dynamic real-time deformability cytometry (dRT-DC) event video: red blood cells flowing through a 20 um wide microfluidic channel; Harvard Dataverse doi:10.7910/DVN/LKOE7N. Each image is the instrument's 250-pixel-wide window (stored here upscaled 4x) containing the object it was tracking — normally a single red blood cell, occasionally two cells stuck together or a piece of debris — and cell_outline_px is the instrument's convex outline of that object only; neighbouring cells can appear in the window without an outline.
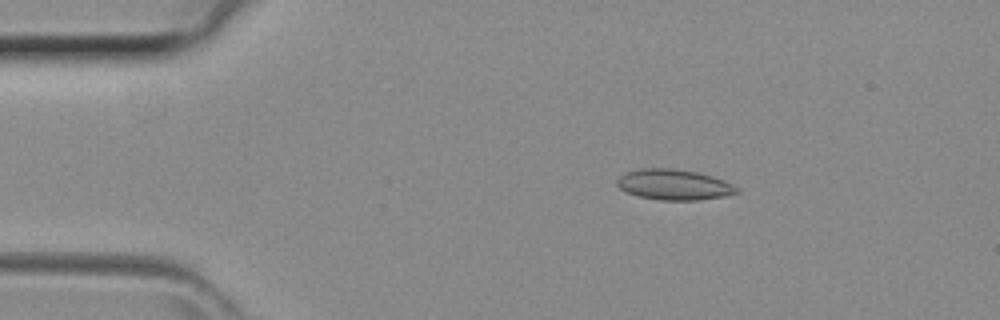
{"species": "common noctule bat (a hibernating species)", "species_latin": "Nyctalus noctula", "temperature_condition": "room temperature", "stored_images_in_passage": 41, "camera_frame_rate_fps": 3000, "um_per_image_px": 0.085, "animal": {"sex": "female", "body_mass_g": 29.2, "forearm_length_mm": 56.3}, "frame": {"image": 1, "passage_image": 6, "time_ms": 1.667, "image_size_px": [1000, 320], "cell_outline_px": [[740, 192], [724, 196], [696, 200], [660, 200], [640, 196], [628, 192], [620, 188], [616, 184], [616, 180], [620, 176], [628, 172], [644, 168], [672, 168], [696, 172], [712, 176], [736, 188]], "centroid_in_image_um": [57.24, 15.69], "position_along_channel_um": 27.8, "area_um2": 20.81}}
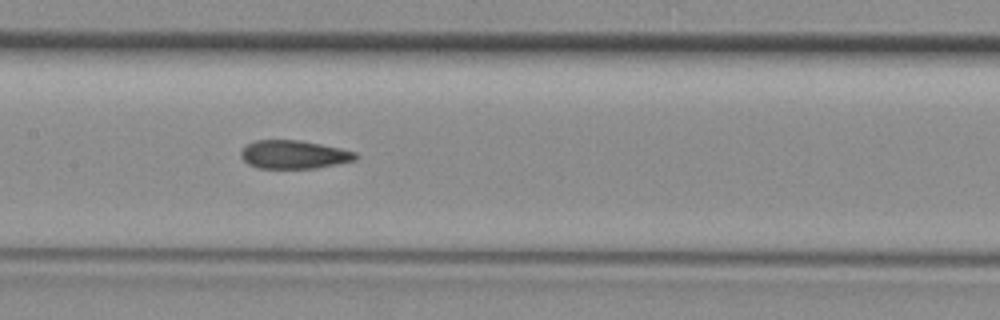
{"frame": {"image": 2, "passage_image": 19, "time_ms": 6.0, "image_size_px": [1000, 320], "cell_outline_px": [[360, 156], [356, 160], [316, 168], [256, 168], [248, 164], [240, 156], [240, 152], [248, 144], [256, 140], [300, 140], [340, 148], [356, 152]], "centroid_in_image_um": [24.99, 13.14], "position_along_channel_um": 182.4, "area_um2": 18.96}}
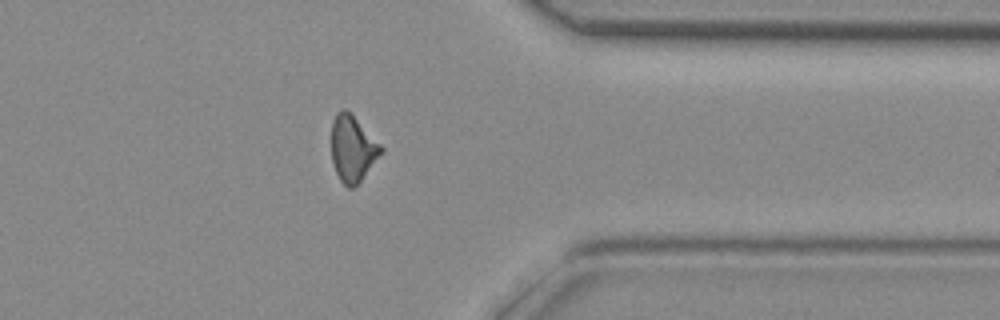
{"frame": {"image": 3, "passage_image": 32, "time_ms": 10.333, "image_size_px": [1000, 320], "cell_outline_px": [[384, 152], [360, 180], [352, 188], [348, 188], [340, 180], [336, 172], [332, 160], [332, 120], [336, 112], [344, 108], [384, 148]], "centroid_in_image_um": [29.96, 12.65], "position_along_channel_um": 381.4, "area_um2": 18.67}}